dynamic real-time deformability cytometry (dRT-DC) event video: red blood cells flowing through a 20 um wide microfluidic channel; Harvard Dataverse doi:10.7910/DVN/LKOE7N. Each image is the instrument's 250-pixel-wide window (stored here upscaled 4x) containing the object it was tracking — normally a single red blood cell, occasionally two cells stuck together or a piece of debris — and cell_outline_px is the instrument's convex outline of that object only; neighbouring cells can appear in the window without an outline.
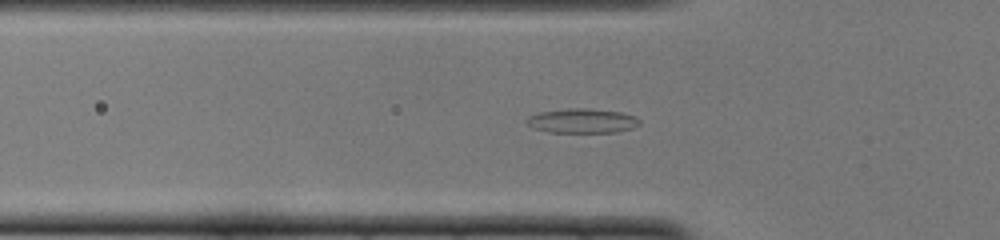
{"species": "common noctule bat (a hibernating species)", "species_latin": "Nyctalus noctula", "temperature_condition": "cold", "stored_images_in_passage": 38, "camera_frame_rate_fps": 3000, "um_per_image_px": 0.085, "animal": {"sex": "female", "body_mass_g": 22.0, "forearm_length_mm": 56.7}, "frame": {"image": 1, "passage_image": 4, "time_ms": 1.0, "image_size_px": [1000, 240], "cell_outline_px": [[640, 124], [632, 128], [616, 132], [548, 132], [532, 128], [524, 120], [528, 116], [540, 112], [568, 108], [584, 108], [620, 112], [636, 116], [640, 120]], "centroid_in_image_um": [49.46, 10.27], "position_along_channel_um": 76.3, "area_um2": 16.13}}
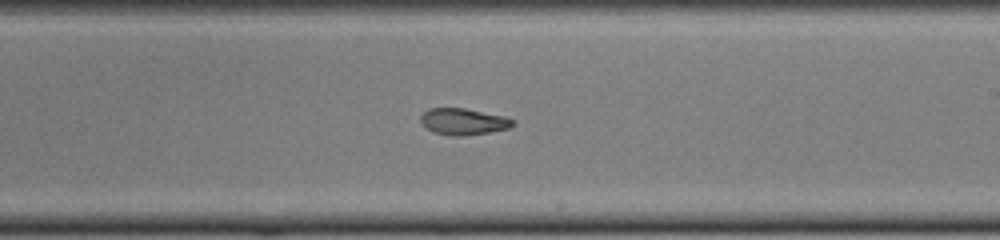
{"frame": {"image": 2, "passage_image": 17, "time_ms": 5.333, "image_size_px": [1000, 240], "cell_outline_px": [[516, 124], [512, 128], [464, 136], [452, 136], [432, 132], [420, 120], [420, 116], [428, 108], [464, 108], [500, 116], [512, 120]], "centroid_in_image_um": [39.37, 10.34], "position_along_channel_um": 249.6, "area_um2": 14.05}}
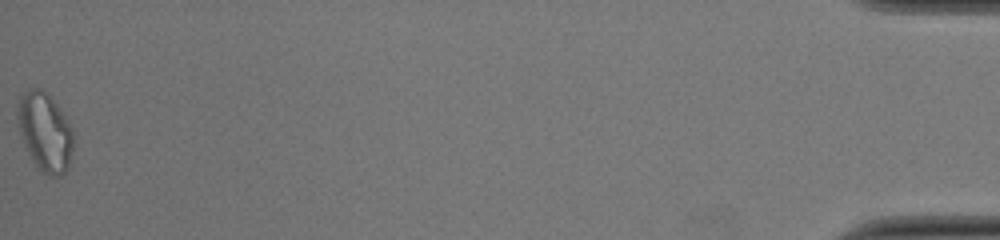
{"frame": {"image": 3, "passage_image": 38, "time_ms": 12.333, "image_size_px": [1000, 240], "cell_outline_px": [[72, 148], [68, 168], [60, 176], [48, 176], [32, 160], [24, 144], [16, 120], [16, 108], [20, 96], [24, 92], [32, 88], [40, 88], [56, 104], [72, 128]], "centroid_in_image_um": [3.79, 11.2], "position_along_channel_um": 431.4, "area_um2": 25.14}, "authors_computed_cell_mechanics": {"area_um2": 15.1436, "velocity_mm_per_s": 4.0021, "shape_relaxation_time_tau1_ms": null, "shape_relaxation_time_tau2_ms": 5.6836, "deformation_change_tau1": null, "deformation_change_tau2": 0.1284}}